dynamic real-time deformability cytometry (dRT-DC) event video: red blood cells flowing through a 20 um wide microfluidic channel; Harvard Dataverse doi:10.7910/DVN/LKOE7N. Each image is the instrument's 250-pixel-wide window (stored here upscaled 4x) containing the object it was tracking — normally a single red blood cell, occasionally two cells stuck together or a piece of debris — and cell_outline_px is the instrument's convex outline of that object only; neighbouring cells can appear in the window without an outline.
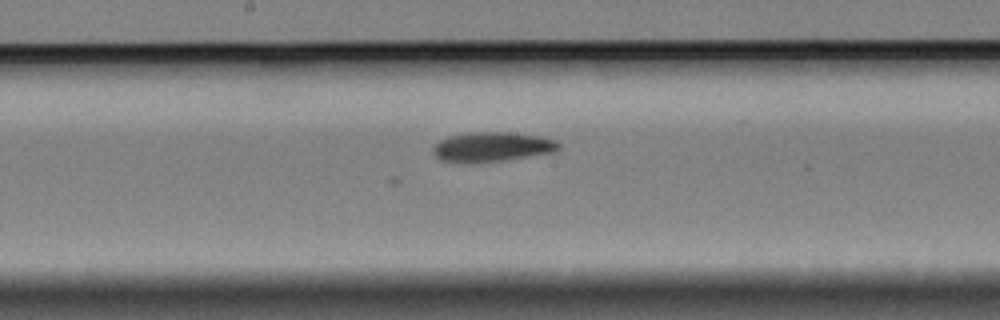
{"species": "Egyptian fruit bat (a non-hibernating species)", "species_latin": "Rousettus aegyptiacus", "temperature_condition": "cold", "stored_images_in_passage": 9, "segment_of_instrument_passage": [2, 2], "camera_frame_rate_fps": 3000, "um_per_image_px": 0.085, "animal": {"sex": "female"}, "frame": {"image": 1, "passage_image": 9, "time_ms": 2.667, "image_size_px": [1000, 320], "cell_outline_px": [[560, 148], [552, 152], [504, 160], [472, 164], [440, 160], [432, 152], [432, 148], [440, 140], [448, 136], [468, 132], [508, 132], [540, 136], [556, 140], [560, 144]], "centroid_in_image_um": [41.79, 12.49], "position_along_channel_um": 206.4, "area_um2": 21.85}}